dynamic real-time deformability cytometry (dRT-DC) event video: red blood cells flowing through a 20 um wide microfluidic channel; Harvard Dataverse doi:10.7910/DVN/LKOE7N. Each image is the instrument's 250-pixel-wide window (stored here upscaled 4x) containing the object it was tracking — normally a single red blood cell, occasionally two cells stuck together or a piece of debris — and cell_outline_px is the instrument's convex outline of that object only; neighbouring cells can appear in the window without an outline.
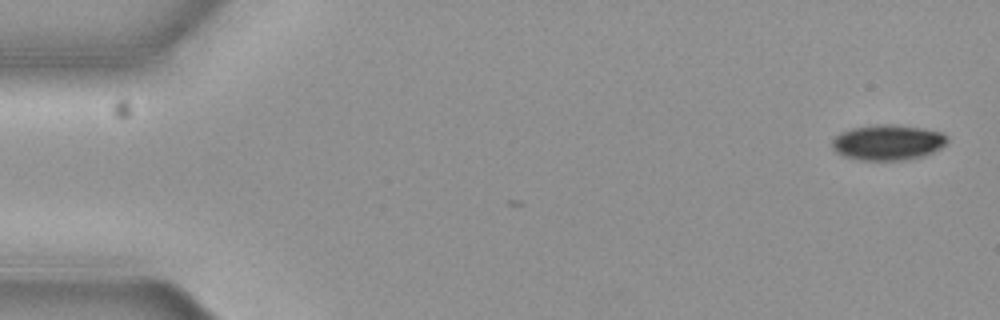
{"species": "common noctule bat (a hibernating species)", "species_latin": "Nyctalus noctula", "temperature_condition": "cold", "stored_images_in_passage": 3, "camera_frame_rate_fps": 3000, "um_per_image_px": 0.085, "animal": {"sex": "female", "body_mass_g": 19.3, "forearm_length_mm": 54.1}, "frame": {"image": 1, "passage_image": 1, "time_ms": 0.0, "image_size_px": [1000, 320], "cell_outline_px": [[948, 140], [940, 148], [924, 156], [900, 160], [860, 160], [844, 156], [836, 152], [832, 148], [832, 140], [840, 132], [852, 128], [876, 124], [896, 124], [924, 128], [940, 132], [948, 136]], "centroid_in_image_um": [75.45, 12.09], "position_along_channel_um": 9.5, "area_um2": 23.87}}
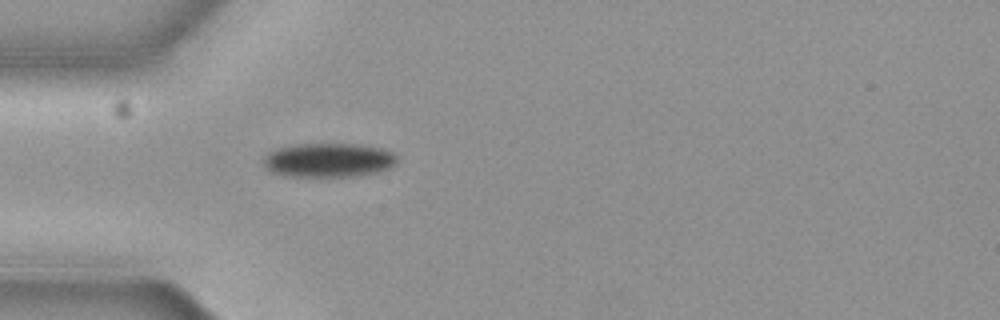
{"frame": {"image": 2, "passage_image": 3, "time_ms": 0.667, "image_size_px": [1000, 320], "cell_outline_px": [[396, 164], [392, 168], [380, 172], [352, 176], [284, 176], [272, 172], [264, 164], [264, 156], [268, 152], [280, 148], [296, 144], [356, 144], [384, 148], [392, 152], [396, 156]], "centroid_in_image_um": [27.97, 13.61], "position_along_channel_um": 57.0, "area_um2": 26.59}}